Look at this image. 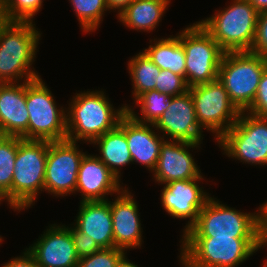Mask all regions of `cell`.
Masks as SVG:
<instances>
[{
	"label": "cell",
	"instance_id": "obj_1",
	"mask_svg": "<svg viewBox=\"0 0 267 267\" xmlns=\"http://www.w3.org/2000/svg\"><path fill=\"white\" fill-rule=\"evenodd\" d=\"M104 93L99 90L76 92L66 110V139L91 144L118 125L127 112V104L115 109Z\"/></svg>",
	"mask_w": 267,
	"mask_h": 267
},
{
	"label": "cell",
	"instance_id": "obj_2",
	"mask_svg": "<svg viewBox=\"0 0 267 267\" xmlns=\"http://www.w3.org/2000/svg\"><path fill=\"white\" fill-rule=\"evenodd\" d=\"M40 37L32 22L4 21L0 25V83L27 82L40 77L31 68Z\"/></svg>",
	"mask_w": 267,
	"mask_h": 267
},
{
	"label": "cell",
	"instance_id": "obj_3",
	"mask_svg": "<svg viewBox=\"0 0 267 267\" xmlns=\"http://www.w3.org/2000/svg\"><path fill=\"white\" fill-rule=\"evenodd\" d=\"M183 267H236L267 246L261 238L182 237Z\"/></svg>",
	"mask_w": 267,
	"mask_h": 267
},
{
	"label": "cell",
	"instance_id": "obj_4",
	"mask_svg": "<svg viewBox=\"0 0 267 267\" xmlns=\"http://www.w3.org/2000/svg\"><path fill=\"white\" fill-rule=\"evenodd\" d=\"M227 8L198 21L225 51H251L259 12L248 0H231Z\"/></svg>",
	"mask_w": 267,
	"mask_h": 267
},
{
	"label": "cell",
	"instance_id": "obj_5",
	"mask_svg": "<svg viewBox=\"0 0 267 267\" xmlns=\"http://www.w3.org/2000/svg\"><path fill=\"white\" fill-rule=\"evenodd\" d=\"M48 152L47 140H26L18 137L14 175L11 187V208L28 209L44 192V179Z\"/></svg>",
	"mask_w": 267,
	"mask_h": 267
},
{
	"label": "cell",
	"instance_id": "obj_6",
	"mask_svg": "<svg viewBox=\"0 0 267 267\" xmlns=\"http://www.w3.org/2000/svg\"><path fill=\"white\" fill-rule=\"evenodd\" d=\"M266 67L267 58L251 51L224 53L218 79L240 111H246L252 105Z\"/></svg>",
	"mask_w": 267,
	"mask_h": 267
},
{
	"label": "cell",
	"instance_id": "obj_7",
	"mask_svg": "<svg viewBox=\"0 0 267 267\" xmlns=\"http://www.w3.org/2000/svg\"><path fill=\"white\" fill-rule=\"evenodd\" d=\"M182 237L261 238L256 212L247 213L222 204L210 197L199 211L196 222Z\"/></svg>",
	"mask_w": 267,
	"mask_h": 267
},
{
	"label": "cell",
	"instance_id": "obj_8",
	"mask_svg": "<svg viewBox=\"0 0 267 267\" xmlns=\"http://www.w3.org/2000/svg\"><path fill=\"white\" fill-rule=\"evenodd\" d=\"M53 96L41 77L26 82L27 140L66 139V109L57 107Z\"/></svg>",
	"mask_w": 267,
	"mask_h": 267
},
{
	"label": "cell",
	"instance_id": "obj_9",
	"mask_svg": "<svg viewBox=\"0 0 267 267\" xmlns=\"http://www.w3.org/2000/svg\"><path fill=\"white\" fill-rule=\"evenodd\" d=\"M185 52V80L189 87L218 79L225 51L212 36L195 22L179 32Z\"/></svg>",
	"mask_w": 267,
	"mask_h": 267
},
{
	"label": "cell",
	"instance_id": "obj_10",
	"mask_svg": "<svg viewBox=\"0 0 267 267\" xmlns=\"http://www.w3.org/2000/svg\"><path fill=\"white\" fill-rule=\"evenodd\" d=\"M223 154L245 164L267 165V118L241 111L237 122L218 140Z\"/></svg>",
	"mask_w": 267,
	"mask_h": 267
},
{
	"label": "cell",
	"instance_id": "obj_11",
	"mask_svg": "<svg viewBox=\"0 0 267 267\" xmlns=\"http://www.w3.org/2000/svg\"><path fill=\"white\" fill-rule=\"evenodd\" d=\"M200 127L218 140L238 120L241 111L233 104L219 79L189 87Z\"/></svg>",
	"mask_w": 267,
	"mask_h": 267
},
{
	"label": "cell",
	"instance_id": "obj_12",
	"mask_svg": "<svg viewBox=\"0 0 267 267\" xmlns=\"http://www.w3.org/2000/svg\"><path fill=\"white\" fill-rule=\"evenodd\" d=\"M77 143L68 139L48 141L44 191L50 195L75 194L79 166L86 154Z\"/></svg>",
	"mask_w": 267,
	"mask_h": 267
},
{
	"label": "cell",
	"instance_id": "obj_13",
	"mask_svg": "<svg viewBox=\"0 0 267 267\" xmlns=\"http://www.w3.org/2000/svg\"><path fill=\"white\" fill-rule=\"evenodd\" d=\"M204 179L171 181L164 184L161 190L163 209L174 219H189L183 233L196 222L199 211L210 198V194L204 191V187L198 185L200 180Z\"/></svg>",
	"mask_w": 267,
	"mask_h": 267
},
{
	"label": "cell",
	"instance_id": "obj_14",
	"mask_svg": "<svg viewBox=\"0 0 267 267\" xmlns=\"http://www.w3.org/2000/svg\"><path fill=\"white\" fill-rule=\"evenodd\" d=\"M155 130L163 133L171 140L187 141L201 144L203 129L200 127L190 91L173 96L169 100L168 109L154 124ZM160 130V131H159ZM166 135V136H165Z\"/></svg>",
	"mask_w": 267,
	"mask_h": 267
},
{
	"label": "cell",
	"instance_id": "obj_15",
	"mask_svg": "<svg viewBox=\"0 0 267 267\" xmlns=\"http://www.w3.org/2000/svg\"><path fill=\"white\" fill-rule=\"evenodd\" d=\"M198 143L164 140L160 147L157 165L152 171L155 182L162 184L175 180L203 178L199 166L189 149L199 148Z\"/></svg>",
	"mask_w": 267,
	"mask_h": 267
},
{
	"label": "cell",
	"instance_id": "obj_16",
	"mask_svg": "<svg viewBox=\"0 0 267 267\" xmlns=\"http://www.w3.org/2000/svg\"><path fill=\"white\" fill-rule=\"evenodd\" d=\"M38 267H77L79 258L69 227L52 224L26 248Z\"/></svg>",
	"mask_w": 267,
	"mask_h": 267
},
{
	"label": "cell",
	"instance_id": "obj_17",
	"mask_svg": "<svg viewBox=\"0 0 267 267\" xmlns=\"http://www.w3.org/2000/svg\"><path fill=\"white\" fill-rule=\"evenodd\" d=\"M117 195L111 202L114 247L124 251L140 248L143 230L138 204L128 187L123 188Z\"/></svg>",
	"mask_w": 267,
	"mask_h": 267
},
{
	"label": "cell",
	"instance_id": "obj_18",
	"mask_svg": "<svg viewBox=\"0 0 267 267\" xmlns=\"http://www.w3.org/2000/svg\"><path fill=\"white\" fill-rule=\"evenodd\" d=\"M120 182L96 155L86 153L79 166L75 193H81L82 202L105 201L106 195H117L124 188Z\"/></svg>",
	"mask_w": 267,
	"mask_h": 267
},
{
	"label": "cell",
	"instance_id": "obj_19",
	"mask_svg": "<svg viewBox=\"0 0 267 267\" xmlns=\"http://www.w3.org/2000/svg\"><path fill=\"white\" fill-rule=\"evenodd\" d=\"M118 126L125 132L132 163L142 164L152 172L157 165L161 144L166 138L153 130L154 124L141 123L128 112L121 117Z\"/></svg>",
	"mask_w": 267,
	"mask_h": 267
},
{
	"label": "cell",
	"instance_id": "obj_20",
	"mask_svg": "<svg viewBox=\"0 0 267 267\" xmlns=\"http://www.w3.org/2000/svg\"><path fill=\"white\" fill-rule=\"evenodd\" d=\"M26 82L0 83V133L27 140Z\"/></svg>",
	"mask_w": 267,
	"mask_h": 267
},
{
	"label": "cell",
	"instance_id": "obj_21",
	"mask_svg": "<svg viewBox=\"0 0 267 267\" xmlns=\"http://www.w3.org/2000/svg\"><path fill=\"white\" fill-rule=\"evenodd\" d=\"M75 226L88 234L100 248L114 247L111 201H80Z\"/></svg>",
	"mask_w": 267,
	"mask_h": 267
},
{
	"label": "cell",
	"instance_id": "obj_22",
	"mask_svg": "<svg viewBox=\"0 0 267 267\" xmlns=\"http://www.w3.org/2000/svg\"><path fill=\"white\" fill-rule=\"evenodd\" d=\"M171 0H134L117 17L124 26L151 32L159 26Z\"/></svg>",
	"mask_w": 267,
	"mask_h": 267
},
{
	"label": "cell",
	"instance_id": "obj_23",
	"mask_svg": "<svg viewBox=\"0 0 267 267\" xmlns=\"http://www.w3.org/2000/svg\"><path fill=\"white\" fill-rule=\"evenodd\" d=\"M91 144L98 145L100 159L120 181L121 166L132 163L130 150L126 141L125 132L117 125L114 129L104 133Z\"/></svg>",
	"mask_w": 267,
	"mask_h": 267
},
{
	"label": "cell",
	"instance_id": "obj_24",
	"mask_svg": "<svg viewBox=\"0 0 267 267\" xmlns=\"http://www.w3.org/2000/svg\"><path fill=\"white\" fill-rule=\"evenodd\" d=\"M142 51L160 69H168L185 78V52L179 33L167 38L151 39L149 47Z\"/></svg>",
	"mask_w": 267,
	"mask_h": 267
},
{
	"label": "cell",
	"instance_id": "obj_25",
	"mask_svg": "<svg viewBox=\"0 0 267 267\" xmlns=\"http://www.w3.org/2000/svg\"><path fill=\"white\" fill-rule=\"evenodd\" d=\"M128 70L132 80V95L135 101L141 94L154 90L160 68L142 51L128 61Z\"/></svg>",
	"mask_w": 267,
	"mask_h": 267
},
{
	"label": "cell",
	"instance_id": "obj_26",
	"mask_svg": "<svg viewBox=\"0 0 267 267\" xmlns=\"http://www.w3.org/2000/svg\"><path fill=\"white\" fill-rule=\"evenodd\" d=\"M17 149V136H0V195L8 202L9 208Z\"/></svg>",
	"mask_w": 267,
	"mask_h": 267
},
{
	"label": "cell",
	"instance_id": "obj_27",
	"mask_svg": "<svg viewBox=\"0 0 267 267\" xmlns=\"http://www.w3.org/2000/svg\"><path fill=\"white\" fill-rule=\"evenodd\" d=\"M170 96L157 90H150L141 94L135 101L141 109V115L134 112L132 106L126 105L127 112L141 123L155 124L161 115L168 109Z\"/></svg>",
	"mask_w": 267,
	"mask_h": 267
},
{
	"label": "cell",
	"instance_id": "obj_28",
	"mask_svg": "<svg viewBox=\"0 0 267 267\" xmlns=\"http://www.w3.org/2000/svg\"><path fill=\"white\" fill-rule=\"evenodd\" d=\"M83 32H95L109 11L106 0H69Z\"/></svg>",
	"mask_w": 267,
	"mask_h": 267
},
{
	"label": "cell",
	"instance_id": "obj_29",
	"mask_svg": "<svg viewBox=\"0 0 267 267\" xmlns=\"http://www.w3.org/2000/svg\"><path fill=\"white\" fill-rule=\"evenodd\" d=\"M42 5L43 0H2L4 21L34 23L33 18Z\"/></svg>",
	"mask_w": 267,
	"mask_h": 267
},
{
	"label": "cell",
	"instance_id": "obj_30",
	"mask_svg": "<svg viewBox=\"0 0 267 267\" xmlns=\"http://www.w3.org/2000/svg\"><path fill=\"white\" fill-rule=\"evenodd\" d=\"M155 90L173 97L186 93L189 90V86L183 76L173 73L168 69H161L156 81Z\"/></svg>",
	"mask_w": 267,
	"mask_h": 267
},
{
	"label": "cell",
	"instance_id": "obj_31",
	"mask_svg": "<svg viewBox=\"0 0 267 267\" xmlns=\"http://www.w3.org/2000/svg\"><path fill=\"white\" fill-rule=\"evenodd\" d=\"M127 252L119 248H101L89 257L79 260L77 267H115L118 260Z\"/></svg>",
	"mask_w": 267,
	"mask_h": 267
},
{
	"label": "cell",
	"instance_id": "obj_32",
	"mask_svg": "<svg viewBox=\"0 0 267 267\" xmlns=\"http://www.w3.org/2000/svg\"><path fill=\"white\" fill-rule=\"evenodd\" d=\"M72 225L73 226H70L69 229L79 260L85 257H89L91 254L101 249L93 238H91L88 234H84L82 231H80L74 225V223Z\"/></svg>",
	"mask_w": 267,
	"mask_h": 267
},
{
	"label": "cell",
	"instance_id": "obj_33",
	"mask_svg": "<svg viewBox=\"0 0 267 267\" xmlns=\"http://www.w3.org/2000/svg\"><path fill=\"white\" fill-rule=\"evenodd\" d=\"M246 112L258 117L267 118V67L261 76L255 99Z\"/></svg>",
	"mask_w": 267,
	"mask_h": 267
},
{
	"label": "cell",
	"instance_id": "obj_34",
	"mask_svg": "<svg viewBox=\"0 0 267 267\" xmlns=\"http://www.w3.org/2000/svg\"><path fill=\"white\" fill-rule=\"evenodd\" d=\"M251 52L267 58V11L258 14L256 36Z\"/></svg>",
	"mask_w": 267,
	"mask_h": 267
},
{
	"label": "cell",
	"instance_id": "obj_35",
	"mask_svg": "<svg viewBox=\"0 0 267 267\" xmlns=\"http://www.w3.org/2000/svg\"><path fill=\"white\" fill-rule=\"evenodd\" d=\"M19 257L12 258L10 261L2 264L3 267H37L33 255L27 250Z\"/></svg>",
	"mask_w": 267,
	"mask_h": 267
},
{
	"label": "cell",
	"instance_id": "obj_36",
	"mask_svg": "<svg viewBox=\"0 0 267 267\" xmlns=\"http://www.w3.org/2000/svg\"><path fill=\"white\" fill-rule=\"evenodd\" d=\"M260 205L256 212L257 230L262 240L267 241V201Z\"/></svg>",
	"mask_w": 267,
	"mask_h": 267
},
{
	"label": "cell",
	"instance_id": "obj_37",
	"mask_svg": "<svg viewBox=\"0 0 267 267\" xmlns=\"http://www.w3.org/2000/svg\"><path fill=\"white\" fill-rule=\"evenodd\" d=\"M134 0H106L108 10L117 9V17L129 6Z\"/></svg>",
	"mask_w": 267,
	"mask_h": 267
},
{
	"label": "cell",
	"instance_id": "obj_38",
	"mask_svg": "<svg viewBox=\"0 0 267 267\" xmlns=\"http://www.w3.org/2000/svg\"><path fill=\"white\" fill-rule=\"evenodd\" d=\"M248 2L258 11H267V0H248Z\"/></svg>",
	"mask_w": 267,
	"mask_h": 267
},
{
	"label": "cell",
	"instance_id": "obj_39",
	"mask_svg": "<svg viewBox=\"0 0 267 267\" xmlns=\"http://www.w3.org/2000/svg\"><path fill=\"white\" fill-rule=\"evenodd\" d=\"M115 267H138L133 262H130L129 259L126 257V253L118 260Z\"/></svg>",
	"mask_w": 267,
	"mask_h": 267
},
{
	"label": "cell",
	"instance_id": "obj_40",
	"mask_svg": "<svg viewBox=\"0 0 267 267\" xmlns=\"http://www.w3.org/2000/svg\"><path fill=\"white\" fill-rule=\"evenodd\" d=\"M4 22L3 14H2V0H0V25Z\"/></svg>",
	"mask_w": 267,
	"mask_h": 267
},
{
	"label": "cell",
	"instance_id": "obj_41",
	"mask_svg": "<svg viewBox=\"0 0 267 267\" xmlns=\"http://www.w3.org/2000/svg\"><path fill=\"white\" fill-rule=\"evenodd\" d=\"M2 201H5L4 198L0 195V204H2Z\"/></svg>",
	"mask_w": 267,
	"mask_h": 267
},
{
	"label": "cell",
	"instance_id": "obj_42",
	"mask_svg": "<svg viewBox=\"0 0 267 267\" xmlns=\"http://www.w3.org/2000/svg\"><path fill=\"white\" fill-rule=\"evenodd\" d=\"M262 267H267V260L265 263H263V266Z\"/></svg>",
	"mask_w": 267,
	"mask_h": 267
},
{
	"label": "cell",
	"instance_id": "obj_43",
	"mask_svg": "<svg viewBox=\"0 0 267 267\" xmlns=\"http://www.w3.org/2000/svg\"><path fill=\"white\" fill-rule=\"evenodd\" d=\"M2 241H3V240H2V237L0 236V245H1Z\"/></svg>",
	"mask_w": 267,
	"mask_h": 267
}]
</instances>
